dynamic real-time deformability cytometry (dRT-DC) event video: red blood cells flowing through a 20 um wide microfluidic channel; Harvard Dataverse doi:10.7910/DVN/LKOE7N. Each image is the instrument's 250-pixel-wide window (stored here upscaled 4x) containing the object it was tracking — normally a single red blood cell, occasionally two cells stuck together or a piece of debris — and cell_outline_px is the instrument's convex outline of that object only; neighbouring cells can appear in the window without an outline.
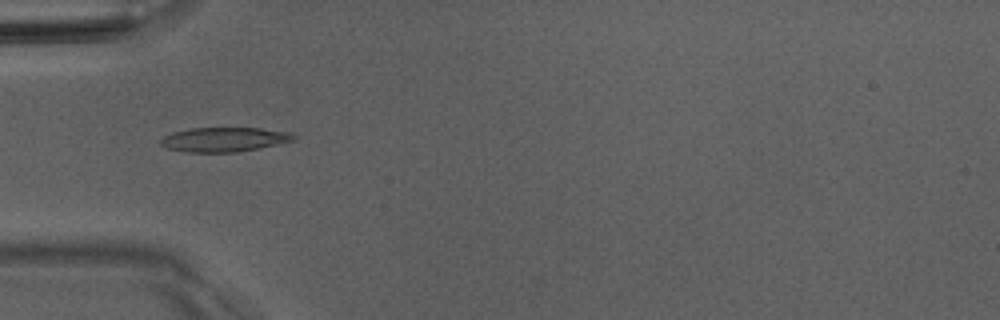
{"species": "Egyptian fruit bat (a non-hibernating species)", "species_latin": "Rousettus aegyptiacus", "temperature_condition": "room temperature", "stored_images_in_passage": 35, "camera_frame_rate_fps": 3000, "um_per_image_px": 0.085, "animal": {"sex": "male"}, "frame": {"image": 1, "passage_image": 1, "time_ms": 0.0, "image_size_px": [1000, 320], "cell_outline_px": [[296, 140], [260, 148], [236, 152], [188, 152], [164, 148], [160, 144], [160, 140], [164, 136], [172, 132], [192, 128], [260, 128], [288, 132], [296, 136]], "centroid_in_image_um": [19.04, 11.86], "position_along_channel_um": 66.0, "area_um2": 18.96}}
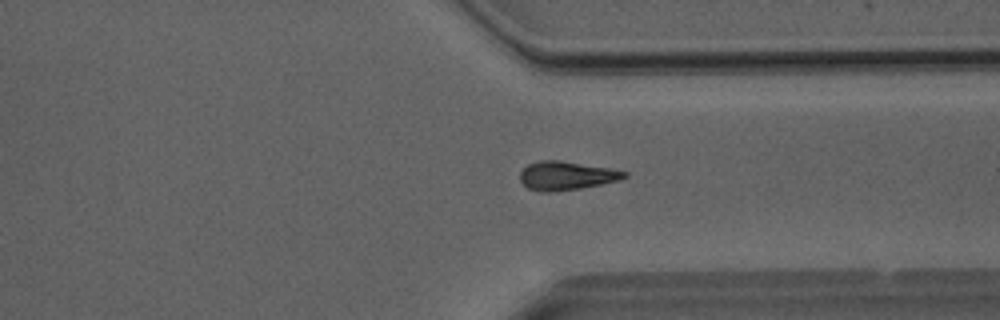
{"frame": {"image": 2, "passage_image": 23, "time_ms": 7.333, "image_size_px": [1000, 320], "cell_outline_px": [[628, 176], [616, 180], [600, 184], [580, 188], [552, 192], [540, 192], [528, 188], [520, 180], [520, 172], [528, 164], [540, 160], [560, 160], [608, 168], [628, 172]], "centroid_in_image_um": [48.1, 14.93], "position_along_channel_um": 363.3, "area_um2": 17.22}}
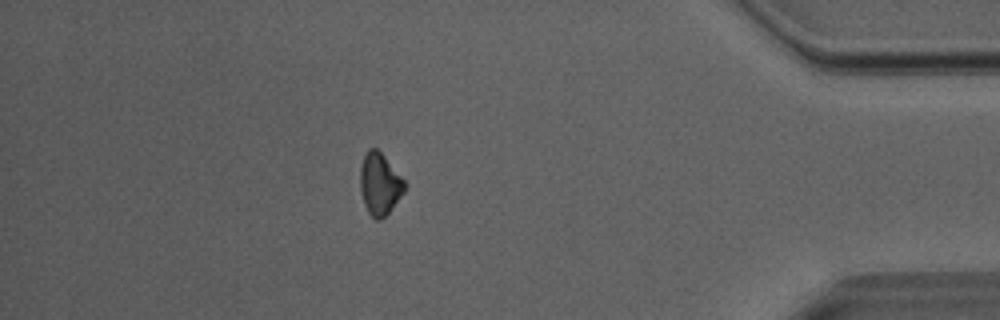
{"frame": {"image": 3, "passage_image": 29, "time_ms": 9.333, "image_size_px": [1000, 320], "cell_outline_px": [[404, 192], [388, 212], [380, 220], [376, 220], [368, 212], [364, 204], [360, 188], [360, 168], [364, 156], [368, 148], [376, 148], [384, 156], [404, 180]], "centroid_in_image_um": [32.25, 15.63], "position_along_channel_um": 403.0, "area_um2": 15.66}}